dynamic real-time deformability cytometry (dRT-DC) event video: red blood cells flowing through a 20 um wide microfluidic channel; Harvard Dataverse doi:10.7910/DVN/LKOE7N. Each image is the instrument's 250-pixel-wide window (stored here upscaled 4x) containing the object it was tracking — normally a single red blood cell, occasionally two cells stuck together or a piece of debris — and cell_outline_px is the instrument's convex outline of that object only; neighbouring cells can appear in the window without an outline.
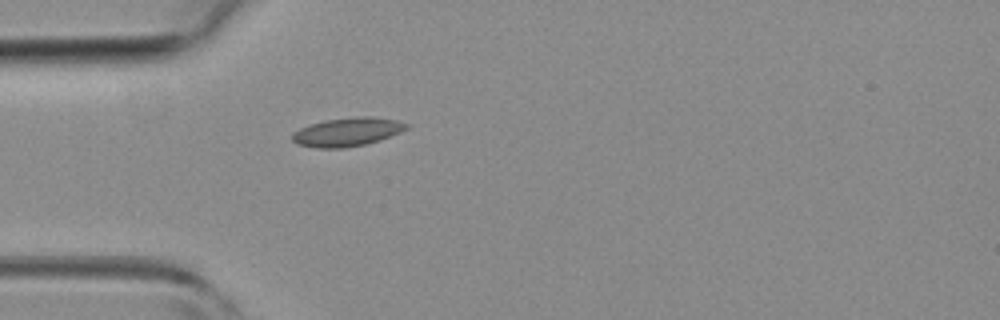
{"species": "common noctule bat (a hibernating species)", "species_latin": "Nyctalus noctula", "temperature_condition": "room temperature", "stored_images_in_passage": 2, "camera_frame_rate_fps": 3000, "um_per_image_px": 0.085, "animal": {"sex": "female", "body_mass_g": 19.3, "forearm_length_mm": 54.1}, "frame": {"image": 1, "passage_image": 2, "time_ms": 1.0, "image_size_px": [1000, 320], "cell_outline_px": [[408, 128], [400, 132], [380, 140], [364, 144], [344, 148], [316, 148], [296, 144], [292, 140], [292, 132], [300, 128], [324, 120], [356, 116], [372, 116], [396, 120], [408, 124]], "centroid_in_image_um": [29.5, 11.21], "position_along_channel_um": 55.5, "area_um2": 19.07}}